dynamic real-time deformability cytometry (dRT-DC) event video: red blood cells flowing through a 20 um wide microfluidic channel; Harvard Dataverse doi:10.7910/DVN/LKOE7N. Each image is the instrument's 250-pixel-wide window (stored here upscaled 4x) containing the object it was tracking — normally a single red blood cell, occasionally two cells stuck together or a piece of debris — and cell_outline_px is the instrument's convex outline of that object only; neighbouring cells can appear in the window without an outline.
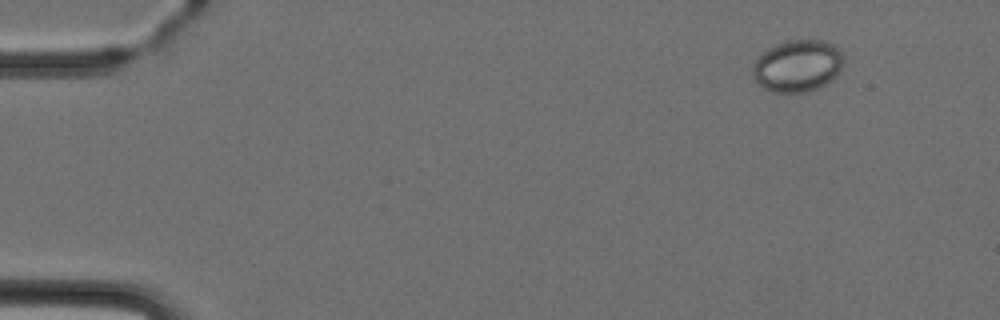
{"species": "Egyptian fruit bat (a non-hibernating species)", "species_latin": "Rousettus aegyptiacus", "temperature_condition": "cold", "stored_images_in_passage": 3, "camera_frame_rate_fps": 3000, "um_per_image_px": 0.085, "animal": {"sex": "female"}, "frame": {"image": 1, "passage_image": 1, "time_ms": 0.0, "image_size_px": [1000, 320], "cell_outline_px": [[844, 60], [836, 76], [832, 80], [816, 88], [804, 92], [772, 92], [764, 88], [752, 76], [752, 64], [768, 48], [784, 40], [824, 40], [840, 48], [844, 56]], "centroid_in_image_um": [67.8, 5.58], "position_along_channel_um": 17.2, "area_um2": 27.57}}